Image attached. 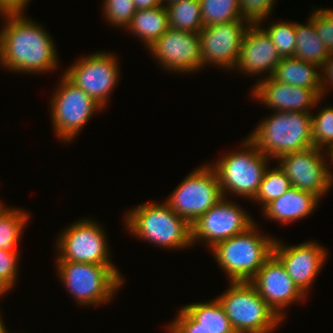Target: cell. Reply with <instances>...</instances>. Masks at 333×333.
Listing matches in <instances>:
<instances>
[{
	"label": "cell",
	"mask_w": 333,
	"mask_h": 333,
	"mask_svg": "<svg viewBox=\"0 0 333 333\" xmlns=\"http://www.w3.org/2000/svg\"><path fill=\"white\" fill-rule=\"evenodd\" d=\"M270 36L281 58L293 57L296 47V22H276L263 28Z\"/></svg>",
	"instance_id": "cell-29"
},
{
	"label": "cell",
	"mask_w": 333,
	"mask_h": 333,
	"mask_svg": "<svg viewBox=\"0 0 333 333\" xmlns=\"http://www.w3.org/2000/svg\"><path fill=\"white\" fill-rule=\"evenodd\" d=\"M30 1L31 0H0V4L7 12H23L25 6H27Z\"/></svg>",
	"instance_id": "cell-37"
},
{
	"label": "cell",
	"mask_w": 333,
	"mask_h": 333,
	"mask_svg": "<svg viewBox=\"0 0 333 333\" xmlns=\"http://www.w3.org/2000/svg\"><path fill=\"white\" fill-rule=\"evenodd\" d=\"M327 156L329 158L330 156V161L332 162L331 165H333V144L327 149Z\"/></svg>",
	"instance_id": "cell-39"
},
{
	"label": "cell",
	"mask_w": 333,
	"mask_h": 333,
	"mask_svg": "<svg viewBox=\"0 0 333 333\" xmlns=\"http://www.w3.org/2000/svg\"><path fill=\"white\" fill-rule=\"evenodd\" d=\"M203 26L228 23L240 19L238 0H199Z\"/></svg>",
	"instance_id": "cell-28"
},
{
	"label": "cell",
	"mask_w": 333,
	"mask_h": 333,
	"mask_svg": "<svg viewBox=\"0 0 333 333\" xmlns=\"http://www.w3.org/2000/svg\"><path fill=\"white\" fill-rule=\"evenodd\" d=\"M28 219L27 211L15 208H10L0 216V249L6 252H18L19 240Z\"/></svg>",
	"instance_id": "cell-26"
},
{
	"label": "cell",
	"mask_w": 333,
	"mask_h": 333,
	"mask_svg": "<svg viewBox=\"0 0 333 333\" xmlns=\"http://www.w3.org/2000/svg\"><path fill=\"white\" fill-rule=\"evenodd\" d=\"M330 52L319 38L314 23L308 19L306 24L296 22V47L294 58L321 67Z\"/></svg>",
	"instance_id": "cell-23"
},
{
	"label": "cell",
	"mask_w": 333,
	"mask_h": 333,
	"mask_svg": "<svg viewBox=\"0 0 333 333\" xmlns=\"http://www.w3.org/2000/svg\"><path fill=\"white\" fill-rule=\"evenodd\" d=\"M312 112H276L260 121L249 138L271 159L313 147Z\"/></svg>",
	"instance_id": "cell-3"
},
{
	"label": "cell",
	"mask_w": 333,
	"mask_h": 333,
	"mask_svg": "<svg viewBox=\"0 0 333 333\" xmlns=\"http://www.w3.org/2000/svg\"><path fill=\"white\" fill-rule=\"evenodd\" d=\"M254 224L251 216L239 204L223 197L191 224L192 245L204 241L211 249L217 243L245 232Z\"/></svg>",
	"instance_id": "cell-11"
},
{
	"label": "cell",
	"mask_w": 333,
	"mask_h": 333,
	"mask_svg": "<svg viewBox=\"0 0 333 333\" xmlns=\"http://www.w3.org/2000/svg\"><path fill=\"white\" fill-rule=\"evenodd\" d=\"M318 202L319 198L313 193L291 187L282 196L270 202L262 213L268 220L286 224L312 214Z\"/></svg>",
	"instance_id": "cell-20"
},
{
	"label": "cell",
	"mask_w": 333,
	"mask_h": 333,
	"mask_svg": "<svg viewBox=\"0 0 333 333\" xmlns=\"http://www.w3.org/2000/svg\"><path fill=\"white\" fill-rule=\"evenodd\" d=\"M240 17L249 25H261L263 19L273 12L276 0H238Z\"/></svg>",
	"instance_id": "cell-32"
},
{
	"label": "cell",
	"mask_w": 333,
	"mask_h": 333,
	"mask_svg": "<svg viewBox=\"0 0 333 333\" xmlns=\"http://www.w3.org/2000/svg\"><path fill=\"white\" fill-rule=\"evenodd\" d=\"M254 224L245 232L217 243L212 251L214 259L227 274L229 282L251 281L273 254V239L257 230Z\"/></svg>",
	"instance_id": "cell-4"
},
{
	"label": "cell",
	"mask_w": 333,
	"mask_h": 333,
	"mask_svg": "<svg viewBox=\"0 0 333 333\" xmlns=\"http://www.w3.org/2000/svg\"><path fill=\"white\" fill-rule=\"evenodd\" d=\"M261 79L253 86L252 96L275 112H311L322 99L313 89L278 82L272 76Z\"/></svg>",
	"instance_id": "cell-18"
},
{
	"label": "cell",
	"mask_w": 333,
	"mask_h": 333,
	"mask_svg": "<svg viewBox=\"0 0 333 333\" xmlns=\"http://www.w3.org/2000/svg\"><path fill=\"white\" fill-rule=\"evenodd\" d=\"M102 4L104 17L114 26L127 28L136 13L132 0H104Z\"/></svg>",
	"instance_id": "cell-31"
},
{
	"label": "cell",
	"mask_w": 333,
	"mask_h": 333,
	"mask_svg": "<svg viewBox=\"0 0 333 333\" xmlns=\"http://www.w3.org/2000/svg\"><path fill=\"white\" fill-rule=\"evenodd\" d=\"M175 1H179V0H160V2H161L162 5H163L164 2H166V3H164V4H166L165 6H167V5H169L170 3H173V2H175Z\"/></svg>",
	"instance_id": "cell-41"
},
{
	"label": "cell",
	"mask_w": 333,
	"mask_h": 333,
	"mask_svg": "<svg viewBox=\"0 0 333 333\" xmlns=\"http://www.w3.org/2000/svg\"><path fill=\"white\" fill-rule=\"evenodd\" d=\"M248 25L240 18L228 23L203 27L198 33L202 68L208 63L220 66L221 69H229V71L234 69L240 55L241 41Z\"/></svg>",
	"instance_id": "cell-14"
},
{
	"label": "cell",
	"mask_w": 333,
	"mask_h": 333,
	"mask_svg": "<svg viewBox=\"0 0 333 333\" xmlns=\"http://www.w3.org/2000/svg\"><path fill=\"white\" fill-rule=\"evenodd\" d=\"M22 11L7 12L0 29V64L11 72L43 73L58 67L55 44L40 24L23 17Z\"/></svg>",
	"instance_id": "cell-1"
},
{
	"label": "cell",
	"mask_w": 333,
	"mask_h": 333,
	"mask_svg": "<svg viewBox=\"0 0 333 333\" xmlns=\"http://www.w3.org/2000/svg\"><path fill=\"white\" fill-rule=\"evenodd\" d=\"M19 255L18 252L0 249V291L4 293L9 292L16 283Z\"/></svg>",
	"instance_id": "cell-33"
},
{
	"label": "cell",
	"mask_w": 333,
	"mask_h": 333,
	"mask_svg": "<svg viewBox=\"0 0 333 333\" xmlns=\"http://www.w3.org/2000/svg\"><path fill=\"white\" fill-rule=\"evenodd\" d=\"M127 230L136 237L168 249L193 246L191 225L164 201L145 202L126 213Z\"/></svg>",
	"instance_id": "cell-2"
},
{
	"label": "cell",
	"mask_w": 333,
	"mask_h": 333,
	"mask_svg": "<svg viewBox=\"0 0 333 333\" xmlns=\"http://www.w3.org/2000/svg\"><path fill=\"white\" fill-rule=\"evenodd\" d=\"M148 49L167 71L194 73L202 68L198 33L168 28Z\"/></svg>",
	"instance_id": "cell-15"
},
{
	"label": "cell",
	"mask_w": 333,
	"mask_h": 333,
	"mask_svg": "<svg viewBox=\"0 0 333 333\" xmlns=\"http://www.w3.org/2000/svg\"><path fill=\"white\" fill-rule=\"evenodd\" d=\"M177 318L167 325L169 333H214L202 328L183 308L178 312Z\"/></svg>",
	"instance_id": "cell-35"
},
{
	"label": "cell",
	"mask_w": 333,
	"mask_h": 333,
	"mask_svg": "<svg viewBox=\"0 0 333 333\" xmlns=\"http://www.w3.org/2000/svg\"><path fill=\"white\" fill-rule=\"evenodd\" d=\"M309 19L314 23L317 35L326 48L329 52H333V10L315 9Z\"/></svg>",
	"instance_id": "cell-34"
},
{
	"label": "cell",
	"mask_w": 333,
	"mask_h": 333,
	"mask_svg": "<svg viewBox=\"0 0 333 333\" xmlns=\"http://www.w3.org/2000/svg\"><path fill=\"white\" fill-rule=\"evenodd\" d=\"M58 277L81 305L107 303L124 284L113 264L56 261Z\"/></svg>",
	"instance_id": "cell-5"
},
{
	"label": "cell",
	"mask_w": 333,
	"mask_h": 333,
	"mask_svg": "<svg viewBox=\"0 0 333 333\" xmlns=\"http://www.w3.org/2000/svg\"><path fill=\"white\" fill-rule=\"evenodd\" d=\"M7 13L6 9L0 4V15L5 16Z\"/></svg>",
	"instance_id": "cell-42"
},
{
	"label": "cell",
	"mask_w": 333,
	"mask_h": 333,
	"mask_svg": "<svg viewBox=\"0 0 333 333\" xmlns=\"http://www.w3.org/2000/svg\"><path fill=\"white\" fill-rule=\"evenodd\" d=\"M127 28L149 48L169 28L166 6L136 10Z\"/></svg>",
	"instance_id": "cell-22"
},
{
	"label": "cell",
	"mask_w": 333,
	"mask_h": 333,
	"mask_svg": "<svg viewBox=\"0 0 333 333\" xmlns=\"http://www.w3.org/2000/svg\"><path fill=\"white\" fill-rule=\"evenodd\" d=\"M65 229L55 245L58 250L56 261L113 264L106 235L97 222L84 218Z\"/></svg>",
	"instance_id": "cell-10"
},
{
	"label": "cell",
	"mask_w": 333,
	"mask_h": 333,
	"mask_svg": "<svg viewBox=\"0 0 333 333\" xmlns=\"http://www.w3.org/2000/svg\"><path fill=\"white\" fill-rule=\"evenodd\" d=\"M320 67L294 57L282 58L272 77L288 85L313 89L321 97Z\"/></svg>",
	"instance_id": "cell-21"
},
{
	"label": "cell",
	"mask_w": 333,
	"mask_h": 333,
	"mask_svg": "<svg viewBox=\"0 0 333 333\" xmlns=\"http://www.w3.org/2000/svg\"><path fill=\"white\" fill-rule=\"evenodd\" d=\"M311 115L313 147L328 149L333 144V107L325 106L318 115Z\"/></svg>",
	"instance_id": "cell-30"
},
{
	"label": "cell",
	"mask_w": 333,
	"mask_h": 333,
	"mask_svg": "<svg viewBox=\"0 0 333 333\" xmlns=\"http://www.w3.org/2000/svg\"><path fill=\"white\" fill-rule=\"evenodd\" d=\"M169 28L199 33L203 29L199 0H179L166 6Z\"/></svg>",
	"instance_id": "cell-25"
},
{
	"label": "cell",
	"mask_w": 333,
	"mask_h": 333,
	"mask_svg": "<svg viewBox=\"0 0 333 333\" xmlns=\"http://www.w3.org/2000/svg\"><path fill=\"white\" fill-rule=\"evenodd\" d=\"M322 152L325 153V150L310 147L276 159L290 179L291 187L311 192L319 199L333 183V172Z\"/></svg>",
	"instance_id": "cell-13"
},
{
	"label": "cell",
	"mask_w": 333,
	"mask_h": 333,
	"mask_svg": "<svg viewBox=\"0 0 333 333\" xmlns=\"http://www.w3.org/2000/svg\"><path fill=\"white\" fill-rule=\"evenodd\" d=\"M182 308L202 328L214 333H236L217 298L210 302L188 304Z\"/></svg>",
	"instance_id": "cell-24"
},
{
	"label": "cell",
	"mask_w": 333,
	"mask_h": 333,
	"mask_svg": "<svg viewBox=\"0 0 333 333\" xmlns=\"http://www.w3.org/2000/svg\"><path fill=\"white\" fill-rule=\"evenodd\" d=\"M10 208L5 207L4 204L0 201V216H2L6 211H8Z\"/></svg>",
	"instance_id": "cell-40"
},
{
	"label": "cell",
	"mask_w": 333,
	"mask_h": 333,
	"mask_svg": "<svg viewBox=\"0 0 333 333\" xmlns=\"http://www.w3.org/2000/svg\"><path fill=\"white\" fill-rule=\"evenodd\" d=\"M289 188H291L290 179L280 167L277 166L271 170L267 167L259 189L251 201H256L262 205L261 210H263L270 202L282 196Z\"/></svg>",
	"instance_id": "cell-27"
},
{
	"label": "cell",
	"mask_w": 333,
	"mask_h": 333,
	"mask_svg": "<svg viewBox=\"0 0 333 333\" xmlns=\"http://www.w3.org/2000/svg\"><path fill=\"white\" fill-rule=\"evenodd\" d=\"M2 294L4 295L5 293L0 291V296H3ZM1 319H3V318H1V316H0V322H3V320H1Z\"/></svg>",
	"instance_id": "cell-44"
},
{
	"label": "cell",
	"mask_w": 333,
	"mask_h": 333,
	"mask_svg": "<svg viewBox=\"0 0 333 333\" xmlns=\"http://www.w3.org/2000/svg\"><path fill=\"white\" fill-rule=\"evenodd\" d=\"M136 10L150 9L161 6L160 0H132Z\"/></svg>",
	"instance_id": "cell-38"
},
{
	"label": "cell",
	"mask_w": 333,
	"mask_h": 333,
	"mask_svg": "<svg viewBox=\"0 0 333 333\" xmlns=\"http://www.w3.org/2000/svg\"><path fill=\"white\" fill-rule=\"evenodd\" d=\"M117 61L112 53L95 52L80 58L64 75L104 108L120 79Z\"/></svg>",
	"instance_id": "cell-12"
},
{
	"label": "cell",
	"mask_w": 333,
	"mask_h": 333,
	"mask_svg": "<svg viewBox=\"0 0 333 333\" xmlns=\"http://www.w3.org/2000/svg\"><path fill=\"white\" fill-rule=\"evenodd\" d=\"M250 282L282 320L285 317L283 312L286 307L306 297L274 254L264 262Z\"/></svg>",
	"instance_id": "cell-17"
},
{
	"label": "cell",
	"mask_w": 333,
	"mask_h": 333,
	"mask_svg": "<svg viewBox=\"0 0 333 333\" xmlns=\"http://www.w3.org/2000/svg\"><path fill=\"white\" fill-rule=\"evenodd\" d=\"M320 69V72H322V74L320 75H324L320 76L322 98L323 95L326 93V90L328 89L327 86L333 87V52H330L329 56L325 59Z\"/></svg>",
	"instance_id": "cell-36"
},
{
	"label": "cell",
	"mask_w": 333,
	"mask_h": 333,
	"mask_svg": "<svg viewBox=\"0 0 333 333\" xmlns=\"http://www.w3.org/2000/svg\"><path fill=\"white\" fill-rule=\"evenodd\" d=\"M221 198L217 174L212 164H204L188 174L165 202L191 225Z\"/></svg>",
	"instance_id": "cell-8"
},
{
	"label": "cell",
	"mask_w": 333,
	"mask_h": 333,
	"mask_svg": "<svg viewBox=\"0 0 333 333\" xmlns=\"http://www.w3.org/2000/svg\"><path fill=\"white\" fill-rule=\"evenodd\" d=\"M279 241L277 238L274 241L273 254L284 265L297 288L306 296L307 290L325 263L327 251L316 241L295 246H285Z\"/></svg>",
	"instance_id": "cell-16"
},
{
	"label": "cell",
	"mask_w": 333,
	"mask_h": 333,
	"mask_svg": "<svg viewBox=\"0 0 333 333\" xmlns=\"http://www.w3.org/2000/svg\"><path fill=\"white\" fill-rule=\"evenodd\" d=\"M217 296L236 333H271L282 319L266 303L250 281L229 282Z\"/></svg>",
	"instance_id": "cell-6"
},
{
	"label": "cell",
	"mask_w": 333,
	"mask_h": 333,
	"mask_svg": "<svg viewBox=\"0 0 333 333\" xmlns=\"http://www.w3.org/2000/svg\"><path fill=\"white\" fill-rule=\"evenodd\" d=\"M0 333H8V331L5 328V324L4 323L0 326Z\"/></svg>",
	"instance_id": "cell-43"
},
{
	"label": "cell",
	"mask_w": 333,
	"mask_h": 333,
	"mask_svg": "<svg viewBox=\"0 0 333 333\" xmlns=\"http://www.w3.org/2000/svg\"><path fill=\"white\" fill-rule=\"evenodd\" d=\"M242 147L245 150L223 154L212 168L217 174L223 197L231 192L252 200L271 158L261 153L249 137L242 142Z\"/></svg>",
	"instance_id": "cell-7"
},
{
	"label": "cell",
	"mask_w": 333,
	"mask_h": 333,
	"mask_svg": "<svg viewBox=\"0 0 333 333\" xmlns=\"http://www.w3.org/2000/svg\"><path fill=\"white\" fill-rule=\"evenodd\" d=\"M51 100L52 127L62 141L71 142L92 115L103 108L64 74Z\"/></svg>",
	"instance_id": "cell-9"
},
{
	"label": "cell",
	"mask_w": 333,
	"mask_h": 333,
	"mask_svg": "<svg viewBox=\"0 0 333 333\" xmlns=\"http://www.w3.org/2000/svg\"><path fill=\"white\" fill-rule=\"evenodd\" d=\"M277 48L261 25H248L241 41L240 55L234 69L242 73L259 75L269 73L271 77L281 61Z\"/></svg>",
	"instance_id": "cell-19"
}]
</instances>
